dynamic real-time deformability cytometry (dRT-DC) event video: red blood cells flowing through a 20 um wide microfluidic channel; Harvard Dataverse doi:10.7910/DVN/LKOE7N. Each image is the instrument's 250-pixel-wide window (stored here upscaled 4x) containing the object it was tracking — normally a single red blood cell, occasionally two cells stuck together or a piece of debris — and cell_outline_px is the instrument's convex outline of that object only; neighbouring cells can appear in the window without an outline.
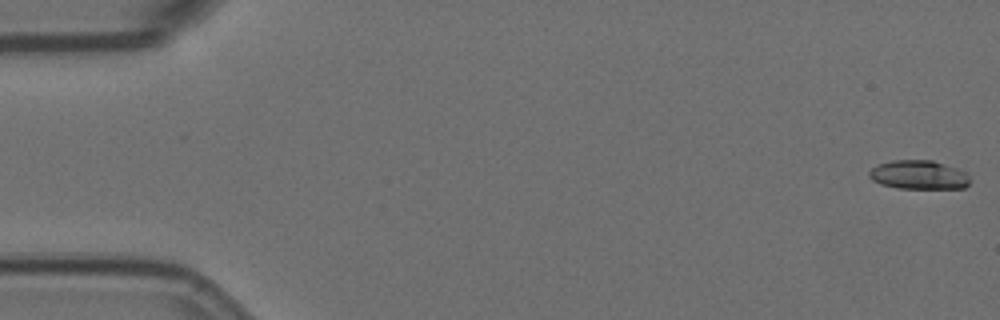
{"species": "Egyptian fruit bat (a non-hibernating species)", "species_latin": "Rousettus aegyptiacus", "temperature_condition": "room temperature", "stored_images_in_passage": 6, "camera_frame_rate_fps": 3000, "um_per_image_px": 0.085, "animal": {"sex": "female"}, "frame": {"image": 1, "passage_image": 1, "time_ms": 0.0, "image_size_px": [1000, 320], "cell_outline_px": [[972, 180], [964, 188], [900, 188], [880, 184], [872, 180], [868, 176], [868, 172], [876, 164], [892, 160], [932, 160], [956, 168], [964, 172]], "centroid_in_image_um": [78.06, 14.86], "position_along_channel_um": 6.9, "area_um2": 16.99}}
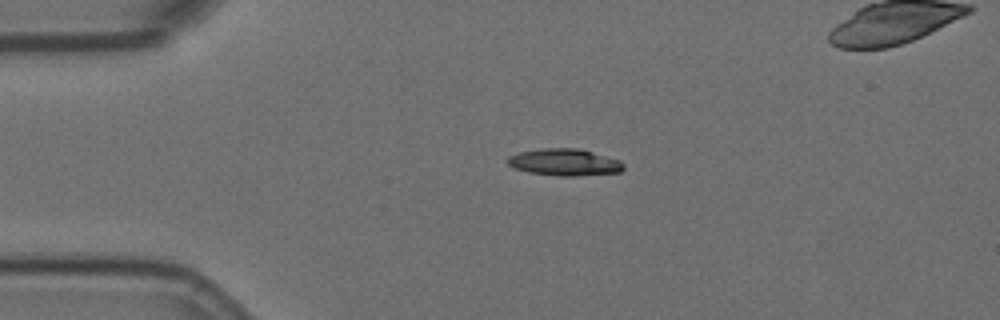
{"frame": {"image": 2, "passage_image": 4, "time_ms": 1.0, "image_size_px": [1000, 320], "cell_outline_px": [[624, 168], [620, 172], [576, 176], [560, 176], [528, 172], [512, 168], [504, 160], [508, 156], [520, 152], [540, 148], [580, 148], [620, 160], [624, 164]], "centroid_in_image_um": [47.95, 13.79], "position_along_channel_um": 37.1, "area_um2": 18.38}}